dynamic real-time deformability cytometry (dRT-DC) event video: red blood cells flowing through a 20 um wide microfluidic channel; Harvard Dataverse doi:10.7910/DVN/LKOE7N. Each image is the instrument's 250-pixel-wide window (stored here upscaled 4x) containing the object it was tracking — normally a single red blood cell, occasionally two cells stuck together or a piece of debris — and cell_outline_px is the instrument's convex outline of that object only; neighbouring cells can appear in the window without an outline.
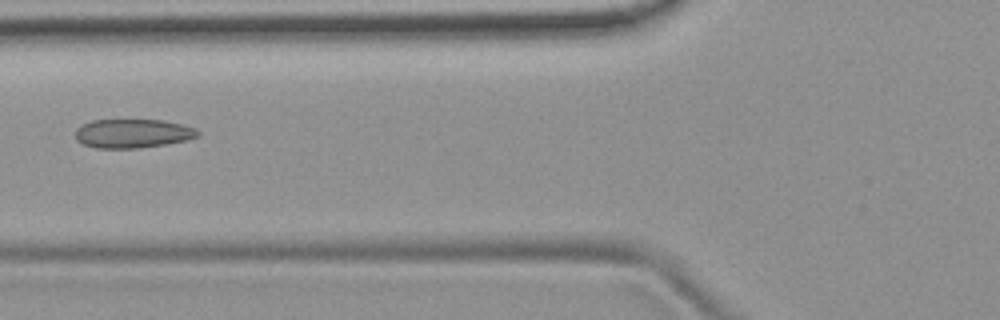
{"species": "common noctule bat (a hibernating species)", "species_latin": "Nyctalus noctula", "temperature_condition": "room temperature", "stored_images_in_passage": 7, "camera_frame_rate_fps": 3000, "um_per_image_px": 0.085, "animal": {"sex": "female", "body_mass_g": 19.9}, "frame": {"image": 1, "passage_image": 6, "time_ms": 1.667, "image_size_px": [1000, 320], "cell_outline_px": [[200, 136], [188, 140], [140, 148], [96, 148], [84, 144], [76, 140], [76, 128], [80, 124], [92, 120], [164, 120], [184, 124], [196, 128], [200, 132]], "centroid_in_image_um": [11.31, 11.34], "position_along_channel_um": 114.5, "area_um2": 20.87}}
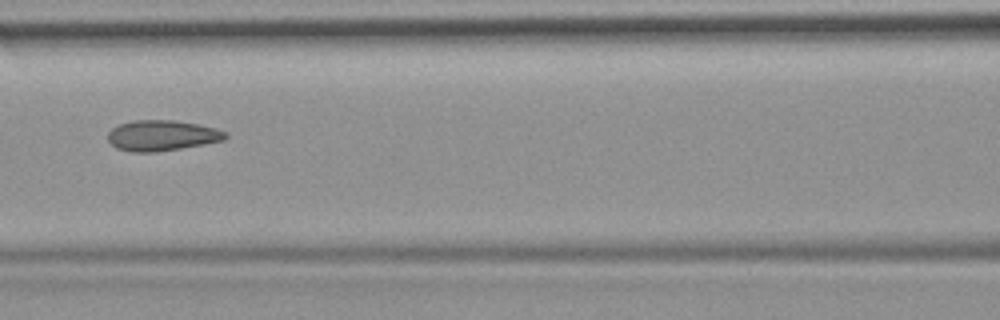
{"frame": {"image": 2, "passage_image": 7, "time_ms": 2.0, "image_size_px": [1000, 320], "cell_outline_px": [[228, 136], [224, 140], [204, 144], [156, 152], [132, 152], [116, 148], [108, 140], [108, 132], [112, 128], [120, 124], [132, 120], [172, 120], [200, 124], [216, 128], [228, 132]], "centroid_in_image_um": [13.78, 11.51], "position_along_channel_um": 152.8, "area_um2": 21.04}}